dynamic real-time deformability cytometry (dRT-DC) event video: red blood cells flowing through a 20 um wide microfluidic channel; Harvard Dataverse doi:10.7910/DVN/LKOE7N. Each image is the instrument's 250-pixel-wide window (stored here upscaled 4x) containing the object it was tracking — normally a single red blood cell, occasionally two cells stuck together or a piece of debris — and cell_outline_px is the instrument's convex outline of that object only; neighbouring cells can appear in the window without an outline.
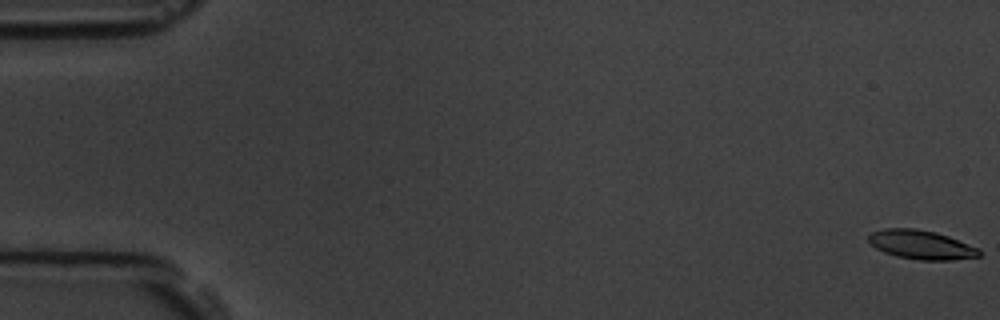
{"species": "common noctule bat (a hibernating species)", "species_latin": "Nyctalus noctula", "temperature_condition": "room temperature", "stored_images_in_passage": 9, "camera_frame_rate_fps": 3000, "um_per_image_px": 0.085, "animal": {"sex": "male", "body_mass_g": 19.5, "forearm_length_mm": 54.6}, "frame": {"image": 1, "passage_image": 1, "time_ms": 0.0, "image_size_px": [1000, 320], "cell_outline_px": [[980, 256], [952, 260], [920, 260], [896, 256], [884, 252], [876, 248], [868, 240], [868, 236], [872, 232], [884, 228], [916, 228], [936, 232], [948, 236], [980, 248]], "centroid_in_image_um": [78.31, 20.8], "position_along_channel_um": 6.7, "area_um2": 18.73}}
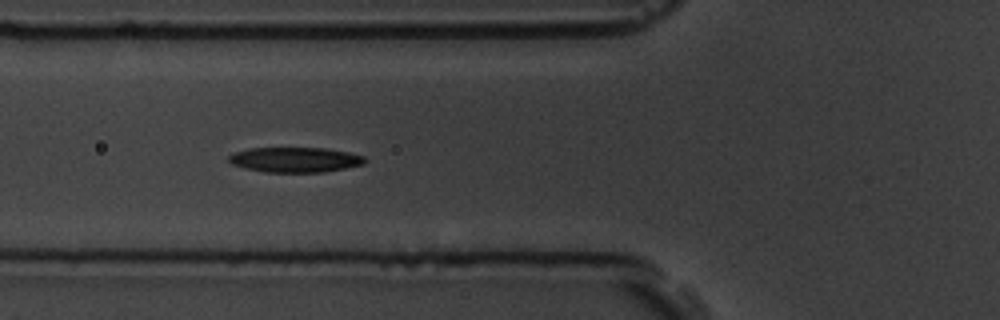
{"frame": {"image": 2, "passage_image": 7, "time_ms": 6.667, "image_size_px": [1000, 320], "cell_outline_px": [[368, 160], [364, 164], [324, 172], [264, 172], [244, 168], [232, 164], [228, 160], [228, 156], [236, 152], [248, 148], [328, 148], [348, 152], [364, 156]], "centroid_in_image_um": [25.09, 13.57], "position_along_channel_um": 100.7, "area_um2": 19.94}}
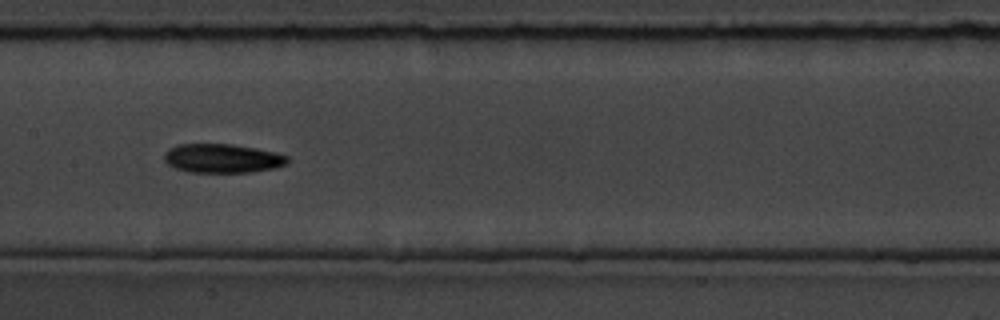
{"frame": {"image": 3, "passage_image": 9, "time_ms": 9.0, "image_size_px": [1000, 320], "cell_outline_px": [[288, 164], [276, 168], [252, 172], [188, 172], [176, 168], [168, 164], [164, 160], [164, 152], [168, 148], [176, 144], [232, 144], [256, 148], [276, 152], [288, 156]], "centroid_in_image_um": [18.91, 13.46], "position_along_channel_um": 188.5, "area_um2": 21.04}}